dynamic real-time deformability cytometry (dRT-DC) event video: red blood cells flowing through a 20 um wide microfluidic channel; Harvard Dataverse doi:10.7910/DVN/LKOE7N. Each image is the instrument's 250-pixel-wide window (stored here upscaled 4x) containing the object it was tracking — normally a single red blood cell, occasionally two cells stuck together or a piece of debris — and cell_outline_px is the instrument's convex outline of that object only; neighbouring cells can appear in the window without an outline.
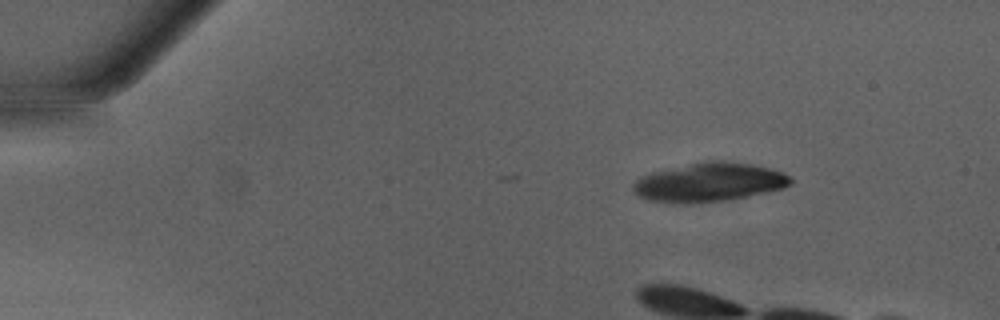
{"species": "Egyptian fruit bat (a non-hibernating species)", "species_latin": "Rousettus aegyptiacus", "temperature_condition": "warm", "stored_images_in_passage": 12, "camera_frame_rate_fps": 3000, "um_per_image_px": 0.085, "animal": {"sex": "male"}, "frame": {"image": 1, "passage_image": 1, "time_ms": 0.0, "image_size_px": [1000, 320], "cell_outline_px": [[792, 184], [784, 188], [768, 192], [728, 200], [688, 204], [676, 204], [648, 200], [632, 192], [632, 184], [640, 176], [652, 172], [708, 160], [724, 160], [752, 164], [784, 172], [792, 180]], "centroid_in_image_um": [60.26, 15.5], "position_along_channel_um": 24.7, "area_um2": 36.01}}